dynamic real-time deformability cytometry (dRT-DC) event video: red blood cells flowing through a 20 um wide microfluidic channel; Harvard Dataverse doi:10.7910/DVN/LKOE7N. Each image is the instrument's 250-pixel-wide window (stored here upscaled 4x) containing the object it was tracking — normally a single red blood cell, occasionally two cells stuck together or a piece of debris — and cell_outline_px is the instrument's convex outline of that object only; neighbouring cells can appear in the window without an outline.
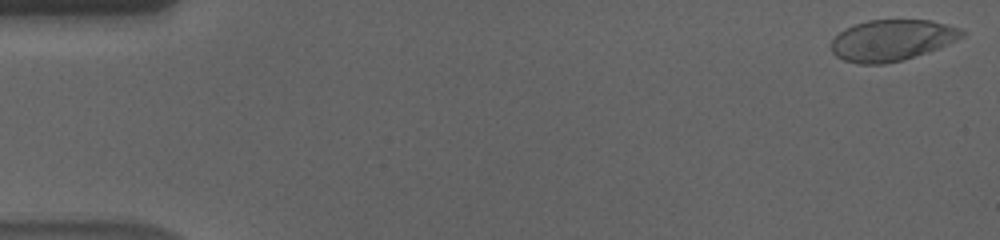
{"species": "human", "species_latin": "Homo sapiens", "temperature_condition": "cold", "stored_images_in_passage": 57, "camera_frame_rate_fps": 3000, "um_per_image_px": 0.085, "donor": {"sex": "male"}, "frame": {"image": 1, "passage_image": 1, "time_ms": 0.0, "image_size_px": [1000, 240], "cell_outline_px": [[964, 36], [940, 48], [904, 60], [884, 64], [856, 64], [844, 60], [836, 56], [832, 52], [832, 40], [840, 32], [856, 24], [868, 20], [932, 20], [960, 28], [964, 32]], "centroid_in_image_um": [75.83, 3.43], "position_along_channel_um": 9.2, "area_um2": 31.33}}
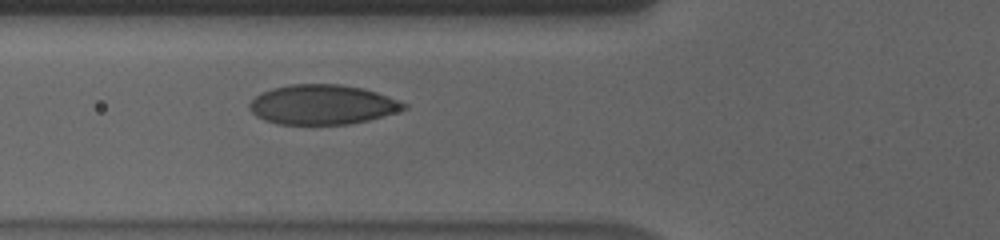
{"frame": {"image": 2, "passage_image": 21, "time_ms": 6.667, "image_size_px": [1000, 240], "cell_outline_px": [[408, 108], [396, 112], [368, 120], [348, 124], [276, 124], [264, 120], [256, 116], [248, 108], [248, 104], [260, 92], [272, 88], [292, 84], [340, 84], [364, 88], [400, 100], [408, 104]], "centroid_in_image_um": [27.39, 8.89], "position_along_channel_um": 98.4, "area_um2": 35.89}}
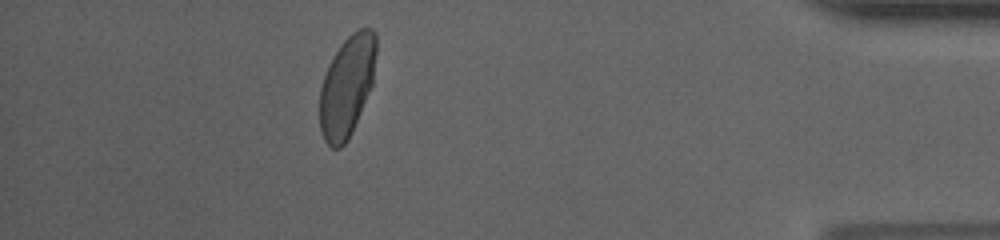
{"frame": {"image": 3, "passage_image": 51, "time_ms": 16.667, "image_size_px": [1000, 240], "cell_outline_px": [[376, 52], [372, 84], [352, 132], [348, 140], [340, 148], [332, 148], [324, 140], [320, 132], [320, 88], [328, 64], [332, 56], [340, 44], [352, 32], [360, 28], [372, 28], [376, 32]], "centroid_in_image_um": [29.48, 7.31], "position_along_channel_um": 405.7, "area_um2": 33.29}, "authors_computed_cell_mechanics": {"area_um2": 34.391, "velocity_mm_per_s": 3.5458, "shape_relaxation_time_tau1_ms": 4.3289, "shape_relaxation_time_tau2_ms": null, "deformation_change_tau1": 0.1555, "deformation_change_tau2": null}}